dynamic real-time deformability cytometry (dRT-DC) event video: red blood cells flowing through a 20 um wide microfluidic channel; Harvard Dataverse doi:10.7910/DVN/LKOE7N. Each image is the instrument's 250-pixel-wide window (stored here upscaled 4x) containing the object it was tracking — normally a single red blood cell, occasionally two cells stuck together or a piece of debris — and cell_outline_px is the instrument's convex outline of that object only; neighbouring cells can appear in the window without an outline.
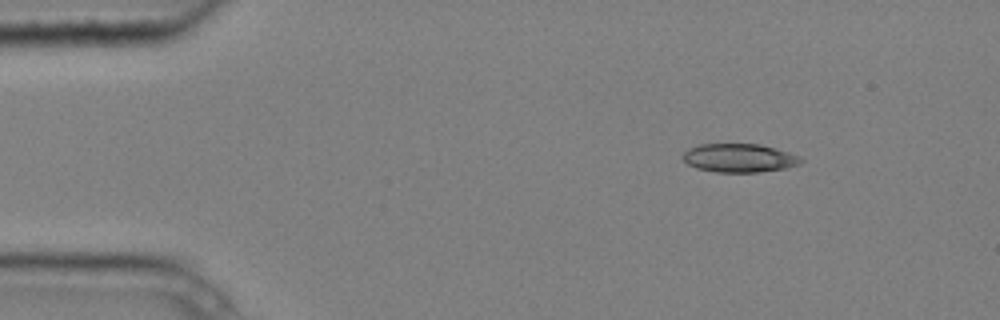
{"species": "common noctule bat (a hibernating species)", "species_latin": "Nyctalus noctula", "temperature_condition": "cold", "stored_images_in_passage": 3, "camera_frame_rate_fps": 3000, "um_per_image_px": 0.085, "animal": {"sex": "male", "body_mass_g": 20.4}, "frame": {"image": 1, "passage_image": 1, "time_ms": 0.0, "image_size_px": [1000, 320], "cell_outline_px": [[804, 160], [800, 164], [788, 168], [760, 172], [716, 172], [696, 168], [688, 164], [680, 156], [688, 148], [700, 144], [760, 144], [776, 148], [800, 156]], "centroid_in_image_um": [62.85, 13.43], "position_along_channel_um": 22.2, "area_um2": 19.88}}